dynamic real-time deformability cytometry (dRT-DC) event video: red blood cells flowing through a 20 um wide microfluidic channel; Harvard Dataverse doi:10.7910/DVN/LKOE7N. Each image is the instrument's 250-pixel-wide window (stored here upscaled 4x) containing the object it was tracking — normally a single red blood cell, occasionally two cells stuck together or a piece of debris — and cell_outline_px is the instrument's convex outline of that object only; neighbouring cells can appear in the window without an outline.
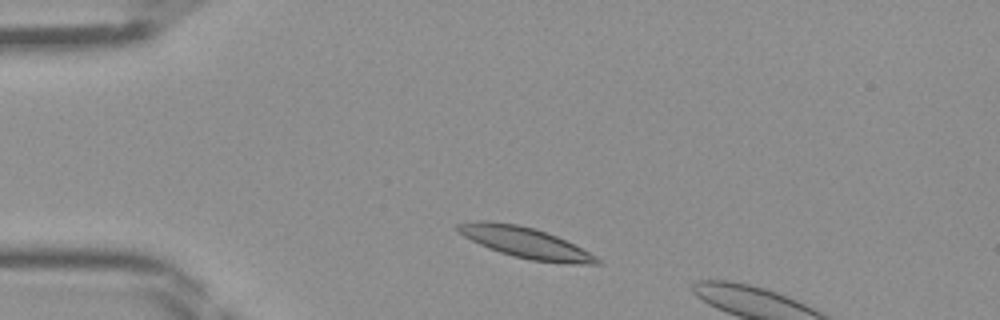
{"species": "Egyptian fruit bat (a non-hibernating species)", "species_latin": "Rousettus aegyptiacus", "temperature_condition": "room temperature", "stored_images_in_passage": 6, "camera_frame_rate_fps": 3000, "um_per_image_px": 0.085, "frame": {"image": 1, "passage_image": 3, "time_ms": 0.667, "image_size_px": [1000, 320], "cell_outline_px": [[604, 264], [568, 264], [532, 260], [500, 252], [488, 248], [464, 236], [456, 228], [456, 224], [480, 220], [488, 220], [516, 224], [536, 228], [556, 236], [596, 256]], "centroid_in_image_um": [44.66, 20.62], "position_along_channel_um": 40.3, "area_um2": 24.62}}